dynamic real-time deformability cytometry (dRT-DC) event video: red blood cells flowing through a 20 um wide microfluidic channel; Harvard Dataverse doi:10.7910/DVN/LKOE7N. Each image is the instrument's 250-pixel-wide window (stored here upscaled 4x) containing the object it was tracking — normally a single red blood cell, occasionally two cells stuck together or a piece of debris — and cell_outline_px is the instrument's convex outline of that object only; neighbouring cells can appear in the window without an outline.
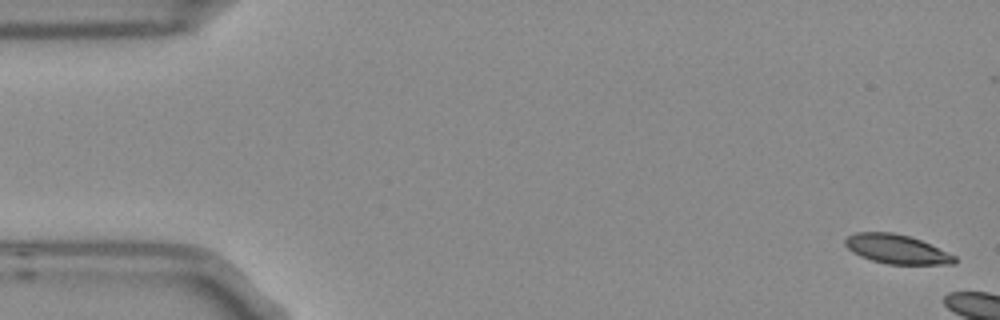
{"species": "Egyptian fruit bat (a non-hibernating species)", "species_latin": "Rousettus aegyptiacus", "temperature_condition": "room temperature", "stored_images_in_passage": 3, "camera_frame_rate_fps": 3000, "um_per_image_px": 0.085, "frame": {"image": 1, "passage_image": 1, "time_ms": 0.0, "image_size_px": [1000, 320], "cell_outline_px": [[956, 264], [888, 264], [872, 260], [860, 256], [852, 252], [844, 244], [844, 240], [848, 236], [856, 232], [892, 232], [908, 236], [920, 240], [956, 256]], "centroid_in_image_um": [76.19, 21.18], "position_along_channel_um": 8.8, "area_um2": 18.44}}